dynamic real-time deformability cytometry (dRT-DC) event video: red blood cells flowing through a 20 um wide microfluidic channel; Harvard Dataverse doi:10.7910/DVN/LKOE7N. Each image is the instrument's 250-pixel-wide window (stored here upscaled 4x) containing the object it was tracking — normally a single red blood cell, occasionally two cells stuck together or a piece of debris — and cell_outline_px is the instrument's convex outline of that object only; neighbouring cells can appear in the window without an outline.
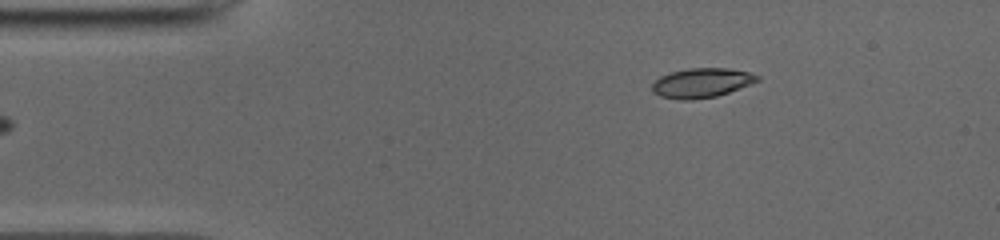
{"species": "common noctule bat (a hibernating species)", "species_latin": "Nyctalus noctula", "temperature_condition": "cold", "stored_images_in_passage": 41, "camera_frame_rate_fps": 3000, "um_per_image_px": 0.085, "animal": {"sex": "male", "body_mass_g": 19.0, "forearm_length_mm": 50.8}, "frame": {"image": 1, "passage_image": 1, "time_ms": 0.0, "image_size_px": [1000, 240], "cell_outline_px": [[760, 80], [728, 92], [716, 96], [692, 100], [680, 100], [660, 96], [652, 92], [652, 84], [660, 76], [672, 72], [688, 68], [728, 68], [748, 72], [760, 76]], "centroid_in_image_um": [59.61, 7.04], "position_along_channel_um": 25.4, "area_um2": 17.98}}
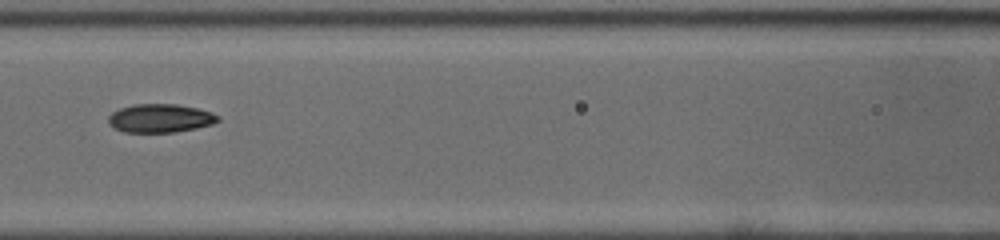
{"frame": {"image": 2, "passage_image": 15, "time_ms": 4.667, "image_size_px": [1000, 240], "cell_outline_px": [[220, 120], [212, 124], [196, 128], [176, 132], [124, 132], [112, 128], [108, 124], [108, 116], [112, 112], [120, 108], [132, 104], [176, 104], [196, 108], [212, 112], [220, 116]], "centroid_in_image_um": [13.59, 10.05], "position_along_channel_um": 153.0, "area_um2": 18.38}}
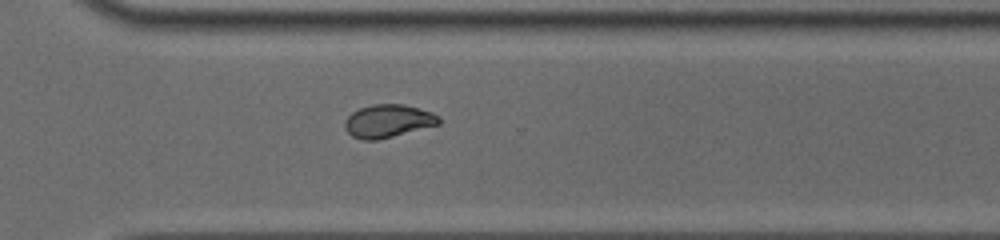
{"frame": {"image": 3, "passage_image": 29, "time_ms": 9.333, "image_size_px": [1000, 240], "cell_outline_px": [[440, 124], [376, 140], [360, 140], [352, 136], [344, 128], [344, 120], [352, 112], [360, 108], [372, 104], [404, 104], [432, 112], [440, 116]], "centroid_in_image_um": [32.96, 10.28], "position_along_channel_um": 337.6, "area_um2": 18.09}, "authors_computed_cell_mechanics": {"area_um2": 17.8602, "velocity_mm_per_s": 3.956, "shape_relaxation_time_tau1_ms": 11.1282, "shape_relaxation_time_tau2_ms": 2.4795, "deformation_change_tau1": 0.2434, "deformation_change_tau2": 0.0645}}